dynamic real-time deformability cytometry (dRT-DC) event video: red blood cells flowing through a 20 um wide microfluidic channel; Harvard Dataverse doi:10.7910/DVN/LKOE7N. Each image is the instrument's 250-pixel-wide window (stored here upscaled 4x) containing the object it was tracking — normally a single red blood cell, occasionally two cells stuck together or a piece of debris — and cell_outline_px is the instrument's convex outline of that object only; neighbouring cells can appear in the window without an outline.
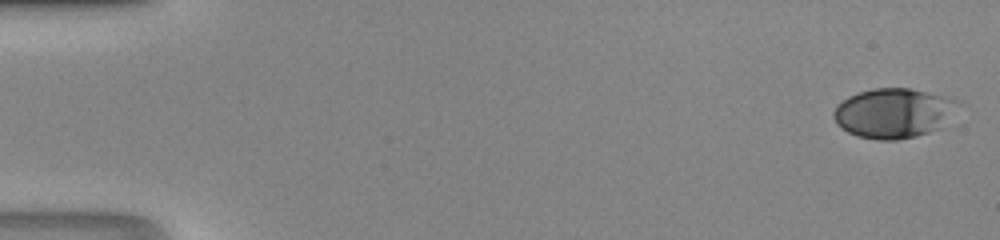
{"species": "human", "species_latin": "Homo sapiens", "temperature_condition": "room temperature", "stored_images_in_passage": 47, "camera_frame_rate_fps": 3000, "um_per_image_px": 0.085, "donor": {"sex": "male"}, "frame": {"image": 1, "passage_image": 1, "time_ms": 0.0, "image_size_px": [1000, 240], "cell_outline_px": [[956, 100], [948, 124], [940, 128], [916, 136], [896, 140], [876, 140], [856, 136], [848, 132], [836, 124], [832, 116], [832, 112], [848, 96], [872, 88], [912, 88], [948, 96]], "centroid_in_image_um": [75.93, 9.62], "position_along_channel_um": 9.1, "area_um2": 36.07}}
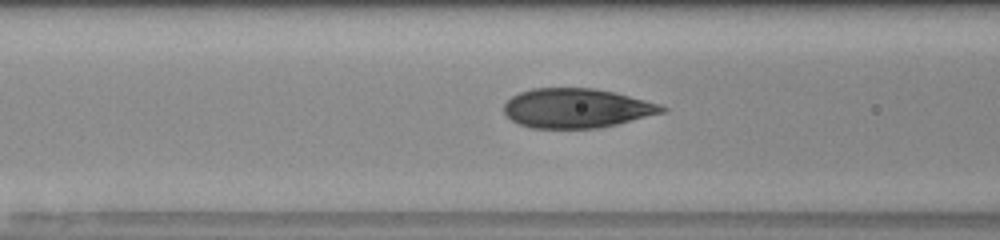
{"frame": {"image": 2, "passage_image": 20, "time_ms": 6.333, "image_size_px": [1000, 240], "cell_outline_px": [[668, 108], [664, 112], [600, 128], [532, 128], [520, 124], [512, 120], [504, 112], [504, 104], [512, 96], [520, 92], [532, 88], [592, 88], [612, 92], [660, 104]], "centroid_in_image_um": [48.98, 9.2], "position_along_channel_um": 117.6, "area_um2": 35.95}}
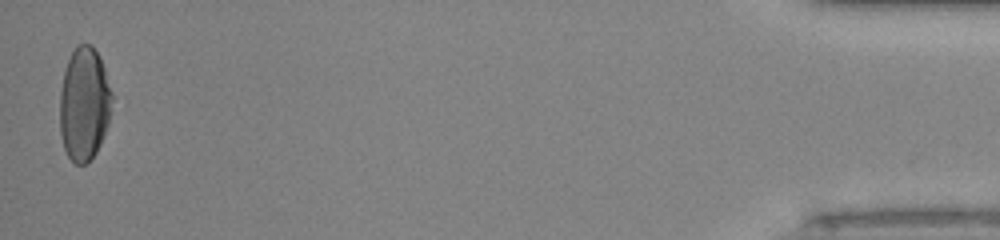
{"frame": {"image": 3, "passage_image": 47, "time_ms": 15.333, "image_size_px": [1000, 240], "cell_outline_px": [[112, 100], [108, 124], [100, 144], [96, 152], [84, 164], [76, 164], [68, 156], [64, 148], [60, 136], [60, 92], [64, 72], [68, 60], [76, 44], [92, 44], [100, 56], [112, 92]], "centroid_in_image_um": [7.15, 8.81], "position_along_channel_um": 428.0, "area_um2": 34.51}}